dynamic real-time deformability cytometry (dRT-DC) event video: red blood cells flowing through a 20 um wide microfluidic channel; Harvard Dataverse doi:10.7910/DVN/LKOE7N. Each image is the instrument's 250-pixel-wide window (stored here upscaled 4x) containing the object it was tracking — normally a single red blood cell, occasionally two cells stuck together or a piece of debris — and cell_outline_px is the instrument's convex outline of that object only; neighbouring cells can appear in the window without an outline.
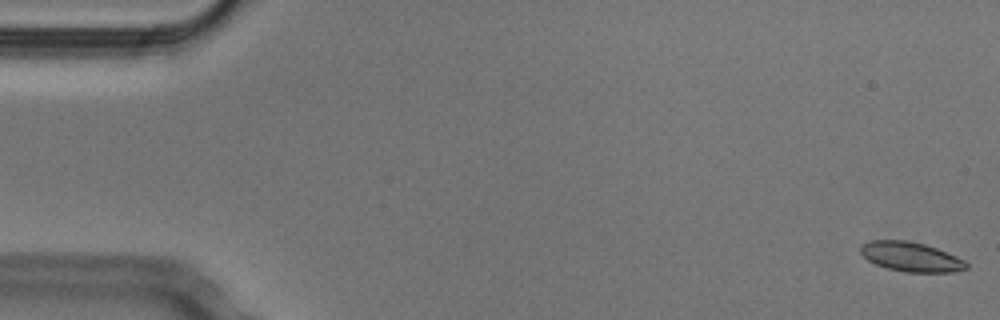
{"species": "Egyptian fruit bat (a non-hibernating species)", "species_latin": "Rousettus aegyptiacus", "temperature_condition": "cold", "stored_images_in_passage": 53, "camera_frame_rate_fps": 3000, "um_per_image_px": 0.085, "animal": {"sex": "male"}, "frame": {"image": 1, "passage_image": 1, "time_ms": 0.0, "image_size_px": [1000, 320], "cell_outline_px": [[968, 268], [952, 272], [904, 272], [888, 268], [876, 264], [868, 260], [860, 252], [860, 244], [872, 240], [908, 240], [924, 244], [936, 248], [956, 256], [964, 260], [968, 264]], "centroid_in_image_um": [77.42, 21.82], "position_along_channel_um": 7.6, "area_um2": 18.15}}
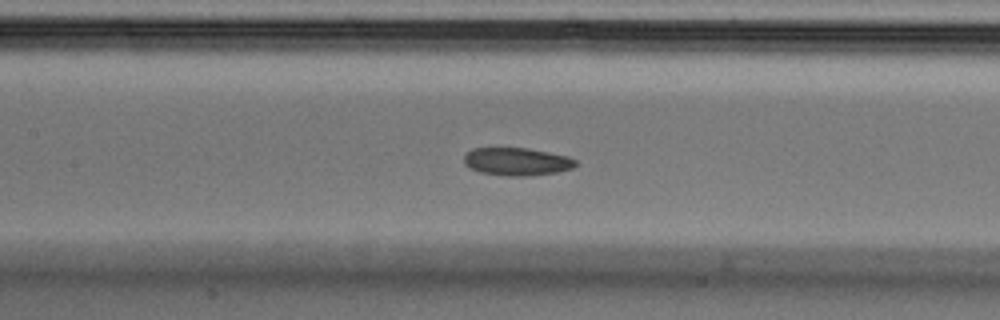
{"frame": {"image": 2, "passage_image": 24, "time_ms": 7.667, "image_size_px": [1000, 320], "cell_outline_px": [[576, 164], [572, 168], [556, 172], [528, 176], [504, 176], [480, 172], [468, 168], [464, 164], [464, 156], [472, 148], [528, 148], [568, 156], [576, 160]], "centroid_in_image_um": [43.9, 13.74], "position_along_channel_um": 163.5, "area_um2": 18.15}}
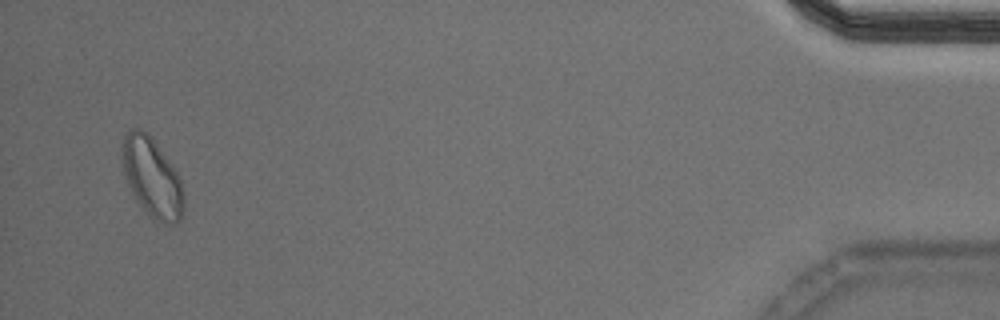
{"frame": {"image": 3, "passage_image": 51, "time_ms": 16.667, "image_size_px": [1000, 320], "cell_outline_px": [[184, 216], [176, 224], [164, 224], [152, 220], [136, 200], [124, 176], [120, 156], [120, 148], [124, 136], [128, 128], [140, 128], [148, 132], [168, 160], [176, 172], [180, 180], [184, 196]], "centroid_in_image_um": [12.89, 15.09], "position_along_channel_um": 422.3, "area_um2": 29.02}, "authors_computed_cell_mechanics": {"area_um2": 18.6694, "velocity_mm_per_s": 3.7792, "shape_relaxation_time_tau1_ms": 4.9935, "shape_relaxation_time_tau2_ms": 5.7443, "deformation_change_tau1": 0.1001, "deformation_change_tau2": 0.1125}}